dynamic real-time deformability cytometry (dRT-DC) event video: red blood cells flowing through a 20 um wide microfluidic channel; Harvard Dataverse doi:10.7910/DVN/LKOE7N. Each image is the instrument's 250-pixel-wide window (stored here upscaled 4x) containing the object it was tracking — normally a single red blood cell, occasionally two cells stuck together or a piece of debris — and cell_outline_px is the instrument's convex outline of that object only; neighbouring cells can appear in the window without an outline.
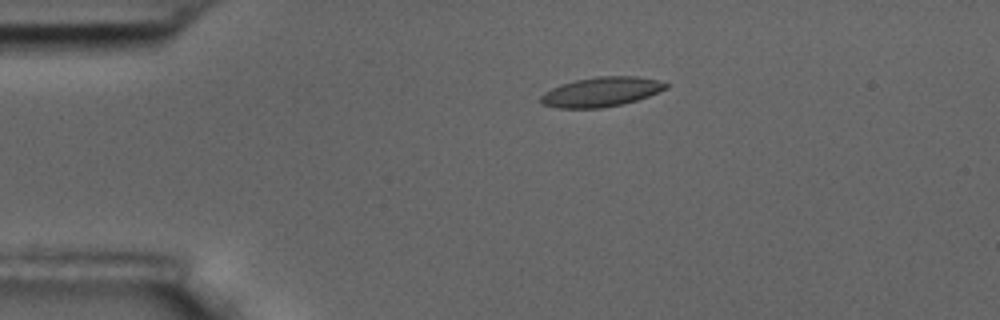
{"species": "common noctule bat (a hibernating species)", "species_latin": "Nyctalus noctula", "temperature_condition": "room temperature", "stored_images_in_passage": 7, "camera_frame_rate_fps": 3000, "um_per_image_px": 0.085, "animal": {"sex": "male", "body_mass_g": 17.5, "forearm_length_mm": 52.3}, "frame": {"image": 1, "passage_image": 4, "time_ms": 1.0, "image_size_px": [1000, 320], "cell_outline_px": [[668, 88], [648, 96], [636, 100], [604, 108], [556, 108], [540, 104], [540, 96], [544, 92], [560, 84], [576, 80], [596, 76], [636, 76], [656, 80], [668, 84]], "centroid_in_image_um": [51.05, 7.81], "position_along_channel_um": 33.9, "area_um2": 21.56}}
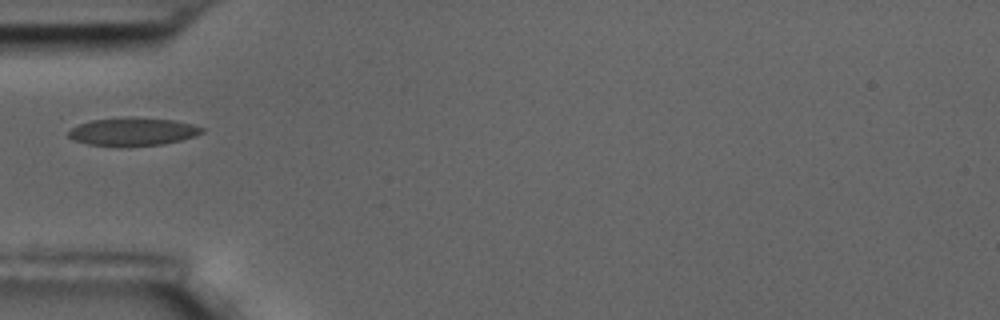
{"frame": {"image": 2, "passage_image": 6, "time_ms": 1.667, "image_size_px": [1000, 320], "cell_outline_px": [[204, 132], [196, 136], [164, 144], [120, 148], [88, 144], [72, 140], [68, 136], [68, 132], [72, 128], [80, 124], [92, 120], [128, 116], [172, 120], [192, 124], [204, 128]], "centroid_in_image_um": [11.27, 11.21], "position_along_channel_um": 73.7, "area_um2": 22.31}}